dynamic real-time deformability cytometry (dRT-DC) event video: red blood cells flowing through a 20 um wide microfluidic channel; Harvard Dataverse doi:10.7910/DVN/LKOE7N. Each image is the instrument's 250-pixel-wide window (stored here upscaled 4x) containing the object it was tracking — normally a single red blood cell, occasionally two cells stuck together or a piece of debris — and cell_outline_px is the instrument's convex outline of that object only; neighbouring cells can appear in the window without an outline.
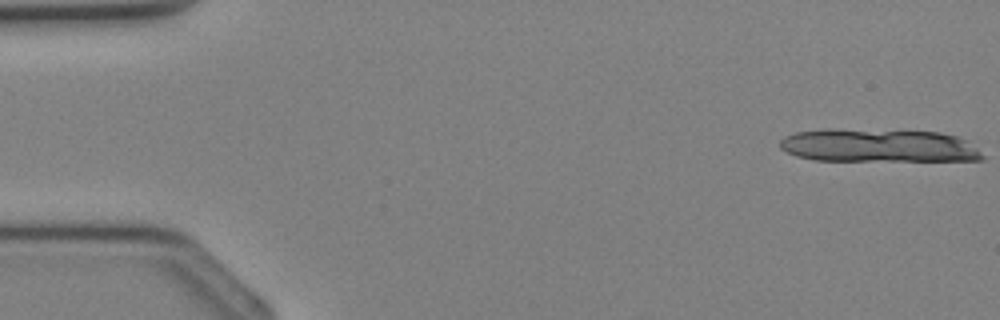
{"species": "Egyptian fruit bat (a non-hibernating species)", "species_latin": "Rousettus aegyptiacus", "temperature_condition": "cold", "stored_images_in_passage": 8, "camera_frame_rate_fps": 3000, "um_per_image_px": 0.085, "animal": {"sex": "female"}, "frame": {"image": 1, "passage_image": 1, "time_ms": 0.0, "image_size_px": [1000, 320], "cell_outline_px": [[984, 160], [816, 160], [796, 156], [780, 148], [780, 140], [784, 136], [796, 132], [828, 128], [940, 132], [956, 136], [964, 140], [976, 148], [984, 156]], "centroid_in_image_um": [74.62, 12.36], "position_along_channel_um": 10.4, "area_um2": 39.02}}